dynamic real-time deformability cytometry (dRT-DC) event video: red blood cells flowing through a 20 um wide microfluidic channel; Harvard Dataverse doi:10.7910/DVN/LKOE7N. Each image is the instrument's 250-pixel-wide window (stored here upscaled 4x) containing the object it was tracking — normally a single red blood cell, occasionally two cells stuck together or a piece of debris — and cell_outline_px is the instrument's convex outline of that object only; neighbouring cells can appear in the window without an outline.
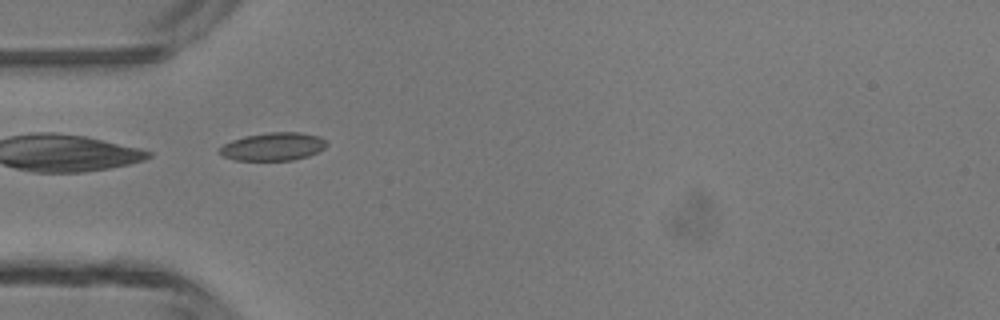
{"species": "common noctule bat (a hibernating species)", "species_latin": "Nyctalus noctula", "temperature_condition": "room temperature", "stored_images_in_passage": 5, "camera_frame_rate_fps": 3000, "um_per_image_px": 0.085, "animal": {"sex": "male", "body_mass_g": 13.3}, "frame": {"image": 1, "passage_image": 4, "time_ms": 4.333, "image_size_px": [1000, 320], "cell_outline_px": [[328, 144], [324, 148], [308, 156], [292, 160], [236, 160], [224, 156], [220, 152], [220, 148], [224, 144], [232, 140], [244, 136], [268, 132], [300, 132], [320, 136]], "centroid_in_image_um": [23.24, 12.45], "position_along_channel_um": 61.8, "area_um2": 17.34}}
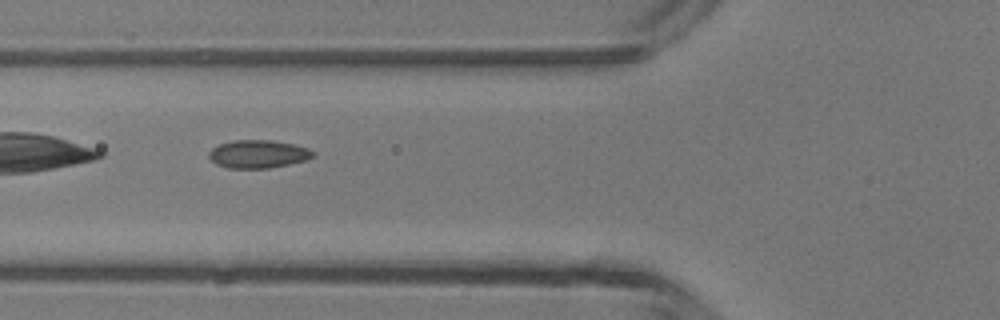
{"frame": {"image": 2, "passage_image": 5, "time_ms": 5.333, "image_size_px": [1000, 320], "cell_outline_px": [[316, 152], [308, 160], [268, 168], [228, 168], [216, 164], [208, 156], [208, 152], [212, 148], [220, 144], [232, 140], [272, 140], [292, 144], [308, 148]], "centroid_in_image_um": [21.93, 13.09], "position_along_channel_um": 103.9, "area_um2": 16.99}}